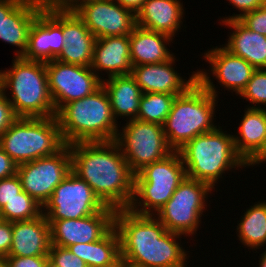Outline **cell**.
<instances>
[{
	"label": "cell",
	"instance_id": "6da1fadb",
	"mask_svg": "<svg viewBox=\"0 0 266 267\" xmlns=\"http://www.w3.org/2000/svg\"><path fill=\"white\" fill-rule=\"evenodd\" d=\"M114 228L120 239L122 267H188L184 235L167 231L154 215L117 209Z\"/></svg>",
	"mask_w": 266,
	"mask_h": 267
},
{
	"label": "cell",
	"instance_id": "7a4b0ae2",
	"mask_svg": "<svg viewBox=\"0 0 266 267\" xmlns=\"http://www.w3.org/2000/svg\"><path fill=\"white\" fill-rule=\"evenodd\" d=\"M72 172L87 182L108 207L127 209L134 196L135 173L115 141L69 145Z\"/></svg>",
	"mask_w": 266,
	"mask_h": 267
},
{
	"label": "cell",
	"instance_id": "3957f363",
	"mask_svg": "<svg viewBox=\"0 0 266 267\" xmlns=\"http://www.w3.org/2000/svg\"><path fill=\"white\" fill-rule=\"evenodd\" d=\"M55 117L67 145L115 141L120 127L103 86L89 96L64 104Z\"/></svg>",
	"mask_w": 266,
	"mask_h": 267
},
{
	"label": "cell",
	"instance_id": "277c9868",
	"mask_svg": "<svg viewBox=\"0 0 266 267\" xmlns=\"http://www.w3.org/2000/svg\"><path fill=\"white\" fill-rule=\"evenodd\" d=\"M222 127L194 137L178 150L186 176L205 182L214 190L226 172L249 168L235 150L233 132L229 134Z\"/></svg>",
	"mask_w": 266,
	"mask_h": 267
},
{
	"label": "cell",
	"instance_id": "5b68a950",
	"mask_svg": "<svg viewBox=\"0 0 266 267\" xmlns=\"http://www.w3.org/2000/svg\"><path fill=\"white\" fill-rule=\"evenodd\" d=\"M5 69L0 70V90L18 118L56 115L48 87L46 62L14 57L10 68Z\"/></svg>",
	"mask_w": 266,
	"mask_h": 267
},
{
	"label": "cell",
	"instance_id": "8992f818",
	"mask_svg": "<svg viewBox=\"0 0 266 267\" xmlns=\"http://www.w3.org/2000/svg\"><path fill=\"white\" fill-rule=\"evenodd\" d=\"M218 100L198 80L183 94L175 97L163 125L167 143L174 151L180 150L194 137L219 126L214 123Z\"/></svg>",
	"mask_w": 266,
	"mask_h": 267
},
{
	"label": "cell",
	"instance_id": "52a82bcc",
	"mask_svg": "<svg viewBox=\"0 0 266 267\" xmlns=\"http://www.w3.org/2000/svg\"><path fill=\"white\" fill-rule=\"evenodd\" d=\"M65 145L55 116L17 118L0 135V147L17 165L51 156Z\"/></svg>",
	"mask_w": 266,
	"mask_h": 267
},
{
	"label": "cell",
	"instance_id": "ba28073f",
	"mask_svg": "<svg viewBox=\"0 0 266 267\" xmlns=\"http://www.w3.org/2000/svg\"><path fill=\"white\" fill-rule=\"evenodd\" d=\"M185 178L179 151L147 164L135 174L134 196L128 209L140 215H155Z\"/></svg>",
	"mask_w": 266,
	"mask_h": 267
},
{
	"label": "cell",
	"instance_id": "9c48e42d",
	"mask_svg": "<svg viewBox=\"0 0 266 267\" xmlns=\"http://www.w3.org/2000/svg\"><path fill=\"white\" fill-rule=\"evenodd\" d=\"M216 191L209 184L186 176L173 193L169 201L154 215L167 231L196 237L202 228V215L208 211L210 203L207 199ZM209 203V205H208ZM186 235V236H185Z\"/></svg>",
	"mask_w": 266,
	"mask_h": 267
},
{
	"label": "cell",
	"instance_id": "30bf717a",
	"mask_svg": "<svg viewBox=\"0 0 266 267\" xmlns=\"http://www.w3.org/2000/svg\"><path fill=\"white\" fill-rule=\"evenodd\" d=\"M121 127L115 142L135 174L174 151L167 143L163 125L133 119Z\"/></svg>",
	"mask_w": 266,
	"mask_h": 267
},
{
	"label": "cell",
	"instance_id": "8fae6325",
	"mask_svg": "<svg viewBox=\"0 0 266 267\" xmlns=\"http://www.w3.org/2000/svg\"><path fill=\"white\" fill-rule=\"evenodd\" d=\"M101 210L115 209L106 206L87 182L71 171L44 204L43 215L47 221L79 219Z\"/></svg>",
	"mask_w": 266,
	"mask_h": 267
},
{
	"label": "cell",
	"instance_id": "7c38bea8",
	"mask_svg": "<svg viewBox=\"0 0 266 267\" xmlns=\"http://www.w3.org/2000/svg\"><path fill=\"white\" fill-rule=\"evenodd\" d=\"M71 171V151L66 144L51 156L18 165L16 174L22 184V190L44 206L54 189Z\"/></svg>",
	"mask_w": 266,
	"mask_h": 267
},
{
	"label": "cell",
	"instance_id": "4fadbf2b",
	"mask_svg": "<svg viewBox=\"0 0 266 267\" xmlns=\"http://www.w3.org/2000/svg\"><path fill=\"white\" fill-rule=\"evenodd\" d=\"M201 59L209 63V69H197V80L212 95L219 98L218 85L213 84L215 79L220 87L225 90L234 92L238 96L246 87L251 79L253 72L256 70L251 64L243 58L232 54L223 45H218L208 49L201 54ZM211 66V67H210ZM213 77L211 79V76Z\"/></svg>",
	"mask_w": 266,
	"mask_h": 267
},
{
	"label": "cell",
	"instance_id": "5bb4252c",
	"mask_svg": "<svg viewBox=\"0 0 266 267\" xmlns=\"http://www.w3.org/2000/svg\"><path fill=\"white\" fill-rule=\"evenodd\" d=\"M46 72L55 112L64 104L89 96L102 86V80L91 67L55 59L46 62Z\"/></svg>",
	"mask_w": 266,
	"mask_h": 267
},
{
	"label": "cell",
	"instance_id": "9a60e30c",
	"mask_svg": "<svg viewBox=\"0 0 266 267\" xmlns=\"http://www.w3.org/2000/svg\"><path fill=\"white\" fill-rule=\"evenodd\" d=\"M74 12L96 39L129 35L136 26V15L113 0H90Z\"/></svg>",
	"mask_w": 266,
	"mask_h": 267
},
{
	"label": "cell",
	"instance_id": "2e32d148",
	"mask_svg": "<svg viewBox=\"0 0 266 267\" xmlns=\"http://www.w3.org/2000/svg\"><path fill=\"white\" fill-rule=\"evenodd\" d=\"M63 39L62 11L44 5L32 23L22 58L42 62L55 60L63 50Z\"/></svg>",
	"mask_w": 266,
	"mask_h": 267
},
{
	"label": "cell",
	"instance_id": "e0dca14e",
	"mask_svg": "<svg viewBox=\"0 0 266 267\" xmlns=\"http://www.w3.org/2000/svg\"><path fill=\"white\" fill-rule=\"evenodd\" d=\"M115 210H101L79 219L48 221L51 245L68 248L73 244L101 239L114 226Z\"/></svg>",
	"mask_w": 266,
	"mask_h": 267
},
{
	"label": "cell",
	"instance_id": "ac0fdd59",
	"mask_svg": "<svg viewBox=\"0 0 266 267\" xmlns=\"http://www.w3.org/2000/svg\"><path fill=\"white\" fill-rule=\"evenodd\" d=\"M178 57L166 62L132 66L131 76L141 88L142 93H166L181 95L197 81V70L189 78L175 70ZM176 61V62H175ZM188 79V80H187Z\"/></svg>",
	"mask_w": 266,
	"mask_h": 267
},
{
	"label": "cell",
	"instance_id": "d6986e66",
	"mask_svg": "<svg viewBox=\"0 0 266 267\" xmlns=\"http://www.w3.org/2000/svg\"><path fill=\"white\" fill-rule=\"evenodd\" d=\"M63 50L56 60L90 67L96 37L74 11H62Z\"/></svg>",
	"mask_w": 266,
	"mask_h": 267
},
{
	"label": "cell",
	"instance_id": "ffe728a7",
	"mask_svg": "<svg viewBox=\"0 0 266 267\" xmlns=\"http://www.w3.org/2000/svg\"><path fill=\"white\" fill-rule=\"evenodd\" d=\"M90 67L101 80L105 79V74L108 78L130 74L132 64L129 35L96 39Z\"/></svg>",
	"mask_w": 266,
	"mask_h": 267
},
{
	"label": "cell",
	"instance_id": "44dd1931",
	"mask_svg": "<svg viewBox=\"0 0 266 267\" xmlns=\"http://www.w3.org/2000/svg\"><path fill=\"white\" fill-rule=\"evenodd\" d=\"M182 0H146L136 15V25L167 34L173 39L184 28ZM182 27V28H181Z\"/></svg>",
	"mask_w": 266,
	"mask_h": 267
},
{
	"label": "cell",
	"instance_id": "7402d4cb",
	"mask_svg": "<svg viewBox=\"0 0 266 267\" xmlns=\"http://www.w3.org/2000/svg\"><path fill=\"white\" fill-rule=\"evenodd\" d=\"M50 226L46 217L12 222V245L7 256H48Z\"/></svg>",
	"mask_w": 266,
	"mask_h": 267
},
{
	"label": "cell",
	"instance_id": "603a6c76",
	"mask_svg": "<svg viewBox=\"0 0 266 267\" xmlns=\"http://www.w3.org/2000/svg\"><path fill=\"white\" fill-rule=\"evenodd\" d=\"M44 5V0H22L7 16H3L0 40L17 48L13 57L24 55L30 28Z\"/></svg>",
	"mask_w": 266,
	"mask_h": 267
},
{
	"label": "cell",
	"instance_id": "cb8c5ba5",
	"mask_svg": "<svg viewBox=\"0 0 266 267\" xmlns=\"http://www.w3.org/2000/svg\"><path fill=\"white\" fill-rule=\"evenodd\" d=\"M243 111L233 139L237 154L249 165L266 145V110L246 107Z\"/></svg>",
	"mask_w": 266,
	"mask_h": 267
},
{
	"label": "cell",
	"instance_id": "d4e9b609",
	"mask_svg": "<svg viewBox=\"0 0 266 267\" xmlns=\"http://www.w3.org/2000/svg\"><path fill=\"white\" fill-rule=\"evenodd\" d=\"M174 43L167 34L148 30L136 25L129 34L132 66L163 63L175 54L167 47Z\"/></svg>",
	"mask_w": 266,
	"mask_h": 267
},
{
	"label": "cell",
	"instance_id": "484cf974",
	"mask_svg": "<svg viewBox=\"0 0 266 267\" xmlns=\"http://www.w3.org/2000/svg\"><path fill=\"white\" fill-rule=\"evenodd\" d=\"M231 29L223 46L255 69H266V36L249 30L238 19L220 23Z\"/></svg>",
	"mask_w": 266,
	"mask_h": 267
},
{
	"label": "cell",
	"instance_id": "4316f807",
	"mask_svg": "<svg viewBox=\"0 0 266 267\" xmlns=\"http://www.w3.org/2000/svg\"><path fill=\"white\" fill-rule=\"evenodd\" d=\"M102 86L109 96L116 121L121 118L125 121L137 118L143 93L131 74L105 78Z\"/></svg>",
	"mask_w": 266,
	"mask_h": 267
},
{
	"label": "cell",
	"instance_id": "83f0119b",
	"mask_svg": "<svg viewBox=\"0 0 266 267\" xmlns=\"http://www.w3.org/2000/svg\"><path fill=\"white\" fill-rule=\"evenodd\" d=\"M87 267H122L120 239L114 226L99 240L68 247Z\"/></svg>",
	"mask_w": 266,
	"mask_h": 267
},
{
	"label": "cell",
	"instance_id": "f1b7e54d",
	"mask_svg": "<svg viewBox=\"0 0 266 267\" xmlns=\"http://www.w3.org/2000/svg\"><path fill=\"white\" fill-rule=\"evenodd\" d=\"M236 226V234L245 250L266 246V200L255 202L243 213Z\"/></svg>",
	"mask_w": 266,
	"mask_h": 267
},
{
	"label": "cell",
	"instance_id": "f546056e",
	"mask_svg": "<svg viewBox=\"0 0 266 267\" xmlns=\"http://www.w3.org/2000/svg\"><path fill=\"white\" fill-rule=\"evenodd\" d=\"M175 97L166 93H143L136 119L164 125Z\"/></svg>",
	"mask_w": 266,
	"mask_h": 267
},
{
	"label": "cell",
	"instance_id": "4dcf8cb0",
	"mask_svg": "<svg viewBox=\"0 0 266 267\" xmlns=\"http://www.w3.org/2000/svg\"><path fill=\"white\" fill-rule=\"evenodd\" d=\"M43 214V206L22 190L0 210V219L16 222L35 219Z\"/></svg>",
	"mask_w": 266,
	"mask_h": 267
},
{
	"label": "cell",
	"instance_id": "1f68e13d",
	"mask_svg": "<svg viewBox=\"0 0 266 267\" xmlns=\"http://www.w3.org/2000/svg\"><path fill=\"white\" fill-rule=\"evenodd\" d=\"M249 102V108L265 109L266 107V69H256L246 87L238 95ZM251 104V105H250ZM250 105V106H249ZM263 105V106H262Z\"/></svg>",
	"mask_w": 266,
	"mask_h": 267
},
{
	"label": "cell",
	"instance_id": "d6a6232c",
	"mask_svg": "<svg viewBox=\"0 0 266 267\" xmlns=\"http://www.w3.org/2000/svg\"><path fill=\"white\" fill-rule=\"evenodd\" d=\"M48 257L49 267H87L81 258L66 247L51 245Z\"/></svg>",
	"mask_w": 266,
	"mask_h": 267
},
{
	"label": "cell",
	"instance_id": "836d02e7",
	"mask_svg": "<svg viewBox=\"0 0 266 267\" xmlns=\"http://www.w3.org/2000/svg\"><path fill=\"white\" fill-rule=\"evenodd\" d=\"M245 27L266 36V4L238 19Z\"/></svg>",
	"mask_w": 266,
	"mask_h": 267
},
{
	"label": "cell",
	"instance_id": "e575fe53",
	"mask_svg": "<svg viewBox=\"0 0 266 267\" xmlns=\"http://www.w3.org/2000/svg\"><path fill=\"white\" fill-rule=\"evenodd\" d=\"M22 191V184L17 174L0 180V210Z\"/></svg>",
	"mask_w": 266,
	"mask_h": 267
},
{
	"label": "cell",
	"instance_id": "d590c367",
	"mask_svg": "<svg viewBox=\"0 0 266 267\" xmlns=\"http://www.w3.org/2000/svg\"><path fill=\"white\" fill-rule=\"evenodd\" d=\"M229 1V5L231 4L233 6L234 9H237L236 11H238L239 14H232L231 16L228 15L227 17H223L221 18L220 16V20L221 22L218 23H222V22H226L229 20H235V19H240L244 14L254 11L259 7H262L266 4V0H227Z\"/></svg>",
	"mask_w": 266,
	"mask_h": 267
},
{
	"label": "cell",
	"instance_id": "8d00e7d4",
	"mask_svg": "<svg viewBox=\"0 0 266 267\" xmlns=\"http://www.w3.org/2000/svg\"><path fill=\"white\" fill-rule=\"evenodd\" d=\"M9 267H49L48 256H5Z\"/></svg>",
	"mask_w": 266,
	"mask_h": 267
},
{
	"label": "cell",
	"instance_id": "74e56055",
	"mask_svg": "<svg viewBox=\"0 0 266 267\" xmlns=\"http://www.w3.org/2000/svg\"><path fill=\"white\" fill-rule=\"evenodd\" d=\"M13 107L4 92L0 90V135H2L17 119Z\"/></svg>",
	"mask_w": 266,
	"mask_h": 267
},
{
	"label": "cell",
	"instance_id": "f35d334b",
	"mask_svg": "<svg viewBox=\"0 0 266 267\" xmlns=\"http://www.w3.org/2000/svg\"><path fill=\"white\" fill-rule=\"evenodd\" d=\"M12 245V222L0 219V258L9 254Z\"/></svg>",
	"mask_w": 266,
	"mask_h": 267
},
{
	"label": "cell",
	"instance_id": "ab89813d",
	"mask_svg": "<svg viewBox=\"0 0 266 267\" xmlns=\"http://www.w3.org/2000/svg\"><path fill=\"white\" fill-rule=\"evenodd\" d=\"M18 165L0 147V180L17 173Z\"/></svg>",
	"mask_w": 266,
	"mask_h": 267
},
{
	"label": "cell",
	"instance_id": "60d3db41",
	"mask_svg": "<svg viewBox=\"0 0 266 267\" xmlns=\"http://www.w3.org/2000/svg\"><path fill=\"white\" fill-rule=\"evenodd\" d=\"M87 1L90 0H44L45 5L61 11H74Z\"/></svg>",
	"mask_w": 266,
	"mask_h": 267
},
{
	"label": "cell",
	"instance_id": "b9f144b4",
	"mask_svg": "<svg viewBox=\"0 0 266 267\" xmlns=\"http://www.w3.org/2000/svg\"><path fill=\"white\" fill-rule=\"evenodd\" d=\"M22 0H0V26L3 16H7Z\"/></svg>",
	"mask_w": 266,
	"mask_h": 267
},
{
	"label": "cell",
	"instance_id": "7bdbcfd3",
	"mask_svg": "<svg viewBox=\"0 0 266 267\" xmlns=\"http://www.w3.org/2000/svg\"><path fill=\"white\" fill-rule=\"evenodd\" d=\"M116 3H118L120 6L132 11L134 14H136L139 9L141 8L142 4L146 0H113Z\"/></svg>",
	"mask_w": 266,
	"mask_h": 267
},
{
	"label": "cell",
	"instance_id": "ee69618b",
	"mask_svg": "<svg viewBox=\"0 0 266 267\" xmlns=\"http://www.w3.org/2000/svg\"><path fill=\"white\" fill-rule=\"evenodd\" d=\"M266 163V145L261 151V153L248 165V167H254V166H259L261 164Z\"/></svg>",
	"mask_w": 266,
	"mask_h": 267
},
{
	"label": "cell",
	"instance_id": "f6af8a7d",
	"mask_svg": "<svg viewBox=\"0 0 266 267\" xmlns=\"http://www.w3.org/2000/svg\"><path fill=\"white\" fill-rule=\"evenodd\" d=\"M265 251H263V253H261V255L259 256V267H266V247L264 248Z\"/></svg>",
	"mask_w": 266,
	"mask_h": 267
},
{
	"label": "cell",
	"instance_id": "bcb514c9",
	"mask_svg": "<svg viewBox=\"0 0 266 267\" xmlns=\"http://www.w3.org/2000/svg\"><path fill=\"white\" fill-rule=\"evenodd\" d=\"M0 267H9L5 258H0Z\"/></svg>",
	"mask_w": 266,
	"mask_h": 267
}]
</instances>
